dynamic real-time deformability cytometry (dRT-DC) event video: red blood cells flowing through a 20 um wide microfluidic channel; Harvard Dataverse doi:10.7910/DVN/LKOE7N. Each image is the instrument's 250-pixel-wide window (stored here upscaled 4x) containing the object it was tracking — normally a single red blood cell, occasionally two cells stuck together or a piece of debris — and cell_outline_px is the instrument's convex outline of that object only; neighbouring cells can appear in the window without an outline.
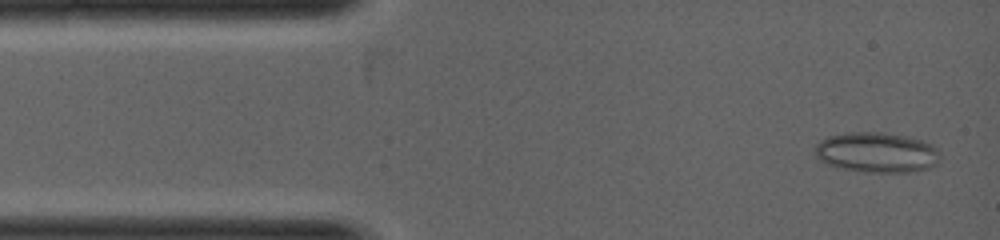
{"species": "common noctule bat (a hibernating species)", "species_latin": "Nyctalus noctula", "temperature_condition": "warm", "stored_images_in_passage": 37, "camera_frame_rate_fps": 5000, "um_per_image_px": 0.085, "animal": {"sex": "female", "body_mass_g": 19.0, "forearm_length_mm": 53.3}, "frame": {"image": 1, "passage_image": 2, "time_ms": 0.2, "image_size_px": [1000, 240], "cell_outline_px": [[940, 152], [936, 164], [928, 168], [908, 172], [864, 172], [840, 168], [828, 164], [820, 160], [816, 156], [816, 144], [820, 140], [828, 136], [844, 132], [880, 132], [904, 136], [920, 140], [932, 144]], "centroid_in_image_um": [74.5, 12.95], "position_along_channel_um": 10.5, "area_um2": 29.25}}
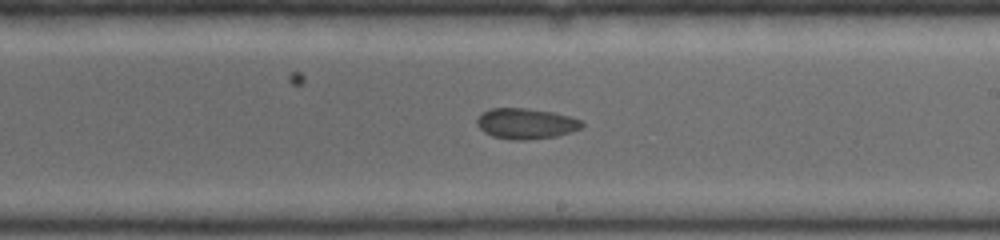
{"frame": {"image": 2, "passage_image": 20, "time_ms": 3.8, "image_size_px": [1000, 240], "cell_outline_px": [[584, 124], [580, 128], [572, 132], [556, 136], [524, 140], [512, 140], [492, 136], [484, 132], [476, 124], [476, 120], [488, 108], [524, 108], [552, 112], [572, 116], [580, 120]], "centroid_in_image_um": [44.71, 10.5], "position_along_channel_um": 244.3, "area_um2": 18.73}}
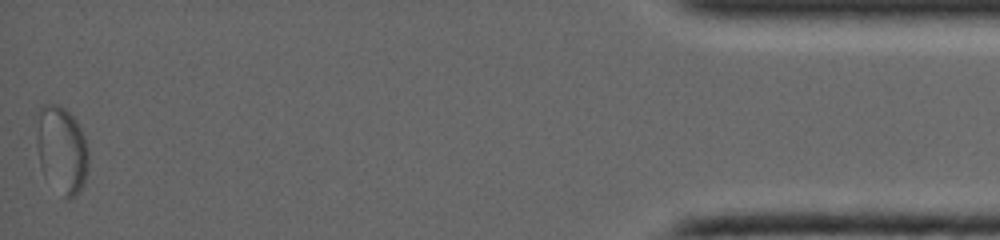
{"frame": {"image": 3, "passage_image": 37, "time_ms": 7.2, "image_size_px": [1000, 240], "cell_outline_px": [[88, 168], [80, 192], [68, 200], [64, 196], [40, 164], [36, 140], [36, 112], [40, 104], [60, 104], [76, 120], [84, 136], [88, 148]], "centroid_in_image_um": [5.24, 12.62], "position_along_channel_um": 430.0, "area_um2": 26.13}}